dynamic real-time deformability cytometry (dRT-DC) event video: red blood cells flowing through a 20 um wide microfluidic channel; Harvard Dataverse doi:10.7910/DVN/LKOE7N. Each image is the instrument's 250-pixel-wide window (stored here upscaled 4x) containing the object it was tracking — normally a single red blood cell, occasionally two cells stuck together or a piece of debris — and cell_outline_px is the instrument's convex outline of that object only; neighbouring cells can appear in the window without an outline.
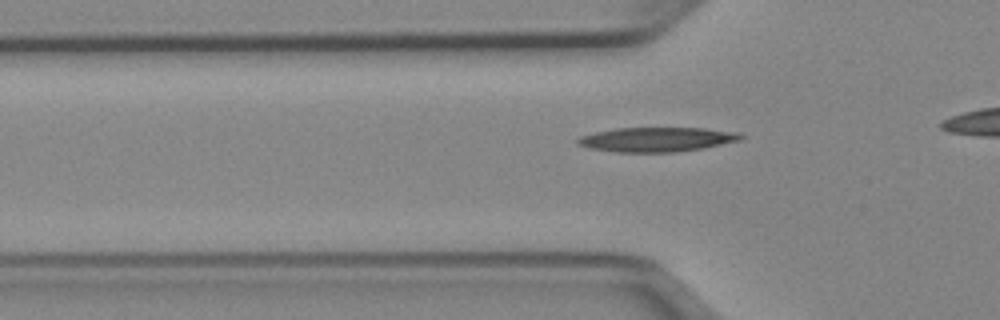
{"species": "Egyptian fruit bat (a non-hibernating species)", "species_latin": "Rousettus aegyptiacus", "temperature_condition": "cold", "stored_images_in_passage": 14, "camera_frame_rate_fps": 3000, "um_per_image_px": 0.085, "animal": {"sex": "female"}, "frame": {"image": 1, "passage_image": 5, "time_ms": 1.333, "image_size_px": [1000, 320], "cell_outline_px": [[744, 136], [740, 140], [704, 148], [672, 152], [616, 152], [588, 148], [576, 144], [576, 140], [580, 136], [596, 132], [616, 128], [704, 128], [740, 132]], "centroid_in_image_um": [55.82, 11.85], "position_along_channel_um": 70.0, "area_um2": 23.29}}